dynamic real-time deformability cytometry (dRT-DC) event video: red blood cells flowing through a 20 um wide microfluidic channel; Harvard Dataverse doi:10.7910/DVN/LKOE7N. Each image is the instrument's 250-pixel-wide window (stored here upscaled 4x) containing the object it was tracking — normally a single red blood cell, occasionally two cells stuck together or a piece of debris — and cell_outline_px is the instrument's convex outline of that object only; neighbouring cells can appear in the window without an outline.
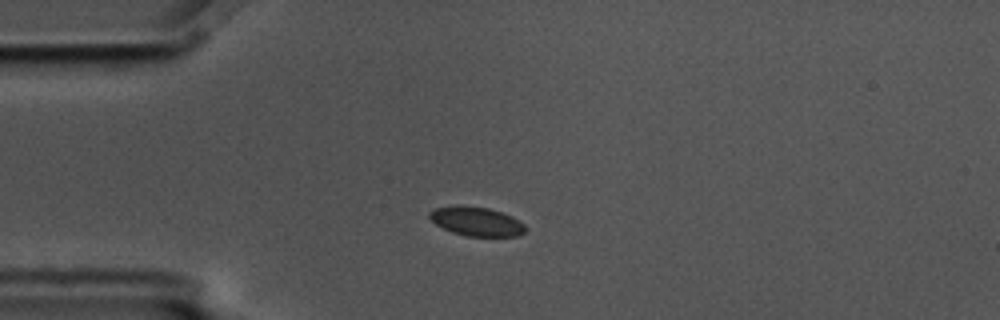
{"species": "common noctule bat (a hibernating species)", "species_latin": "Nyctalus noctula", "temperature_condition": "cold", "stored_images_in_passage": 5, "camera_frame_rate_fps": 3000, "um_per_image_px": 0.085, "animal": {"sex": "male", "body_mass_g": 17.5, "forearm_length_mm": 52.3}, "frame": {"image": 1, "passage_image": 3, "time_ms": 0.667, "image_size_px": [1000, 320], "cell_outline_px": [[528, 228], [520, 236], [464, 236], [452, 232], [436, 224], [428, 216], [428, 212], [436, 208], [456, 204], [488, 208], [512, 216], [524, 224]], "centroid_in_image_um": [40.5, 18.81], "position_along_channel_um": 44.5, "area_um2": 16.36}}